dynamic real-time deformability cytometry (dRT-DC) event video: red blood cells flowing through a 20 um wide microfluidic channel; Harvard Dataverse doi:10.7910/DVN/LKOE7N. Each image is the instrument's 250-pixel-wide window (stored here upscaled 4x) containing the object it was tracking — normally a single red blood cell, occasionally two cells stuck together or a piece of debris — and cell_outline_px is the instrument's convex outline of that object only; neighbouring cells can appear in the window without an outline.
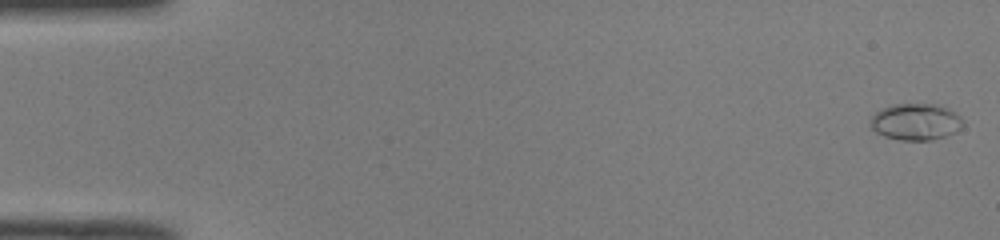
{"species": "common noctule bat (a hibernating species)", "species_latin": "Nyctalus noctula", "temperature_condition": "room temperature", "stored_images_in_passage": 51, "camera_frame_rate_fps": 3000, "um_per_image_px": 0.085, "animal": {"sex": "male", "body_mass_g": 19.0, "forearm_length_mm": 50.8}, "frame": {"image": 1, "passage_image": 1, "time_ms": 0.0, "image_size_px": [1000, 240], "cell_outline_px": [[964, 124], [956, 132], [932, 140], [900, 140], [884, 136], [876, 132], [872, 128], [872, 116], [880, 108], [892, 104], [936, 104], [948, 108], [960, 116], [964, 120]], "centroid_in_image_um": [77.86, 10.35], "position_along_channel_um": 7.1, "area_um2": 19.77}}
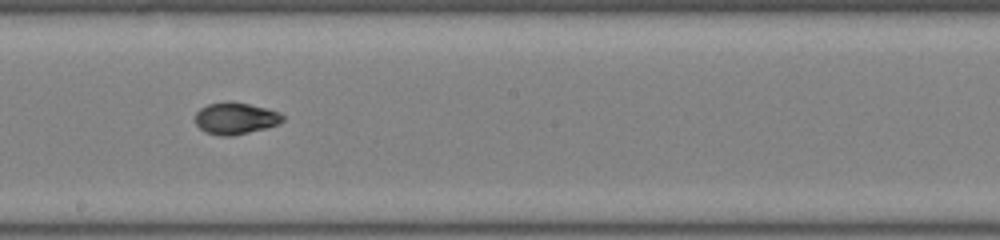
{"frame": {"image": 2, "passage_image": 29, "time_ms": 9.333, "image_size_px": [1000, 240], "cell_outline_px": [[284, 120], [280, 124], [268, 128], [232, 136], [220, 136], [204, 132], [196, 124], [196, 112], [200, 108], [208, 104], [248, 104], [280, 112], [284, 116]], "centroid_in_image_um": [20.05, 10.11], "position_along_channel_um": 228.2, "area_um2": 15.84}}
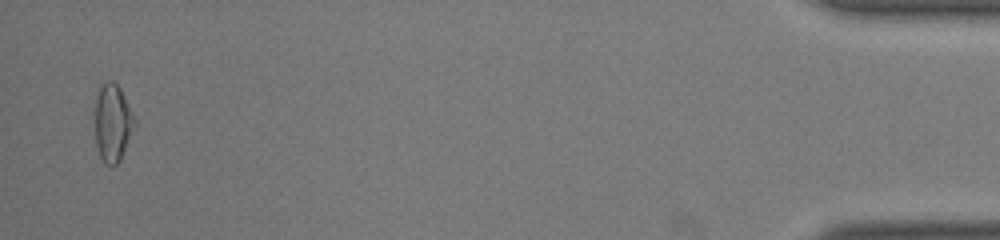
{"frame": {"image": 3, "passage_image": 50, "time_ms": 16.333, "image_size_px": [1000, 240], "cell_outline_px": [[136, 124], [120, 160], [116, 164], [104, 164], [100, 156], [96, 144], [96, 100], [100, 88], [104, 80], [112, 80], [120, 88], [136, 120]], "centroid_in_image_um": [9.59, 10.43], "position_along_channel_um": 425.6, "area_um2": 17.63}, "authors_computed_cell_mechanics": {"area_um2": 16.473, "velocity_mm_per_s": 4.029, "shape_relaxation_time_tau1_ms": 5.9992, "shape_relaxation_time_tau2_ms": 2.3387, "deformation_change_tau1": 0.2235, "deformation_change_tau2": 0.0606}}